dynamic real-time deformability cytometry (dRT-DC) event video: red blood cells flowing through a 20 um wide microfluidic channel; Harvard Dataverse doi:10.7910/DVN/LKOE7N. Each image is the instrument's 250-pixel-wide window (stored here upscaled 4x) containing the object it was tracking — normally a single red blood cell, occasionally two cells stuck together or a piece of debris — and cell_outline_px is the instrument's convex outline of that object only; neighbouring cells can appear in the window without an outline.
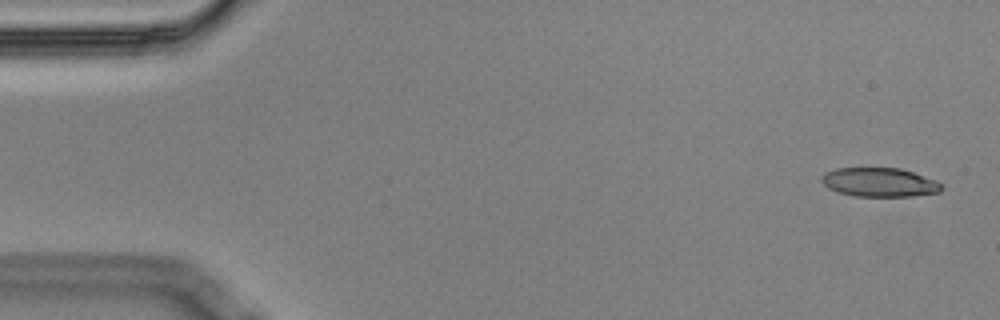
{"species": "Egyptian fruit bat (a non-hibernating species)", "species_latin": "Rousettus aegyptiacus", "temperature_condition": "cold", "stored_images_in_passage": 4, "camera_frame_rate_fps": 3000, "um_per_image_px": 0.085, "animal": {"sex": "male"}, "frame": {"image": 1, "passage_image": 1, "time_ms": 0.0, "image_size_px": [1000, 320], "cell_outline_px": [[944, 188], [940, 192], [912, 196], [856, 196], [836, 192], [828, 188], [820, 180], [820, 176], [824, 172], [836, 168], [900, 168], [936, 180], [944, 184]], "centroid_in_image_um": [74.75, 15.49], "position_along_channel_um": 10.3, "area_um2": 20.46}}
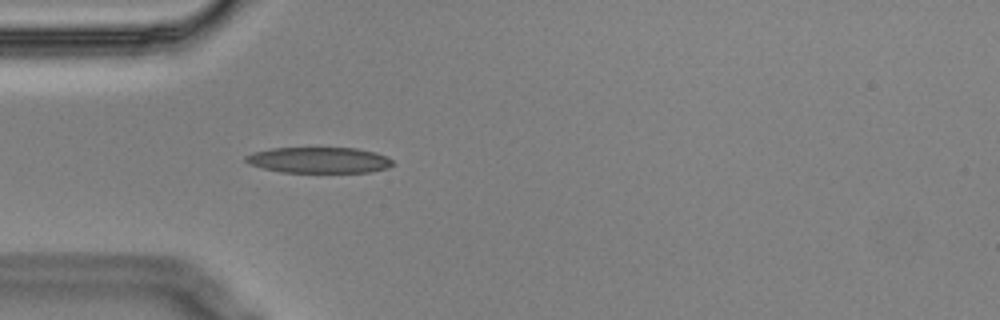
{"frame": {"image": 2, "passage_image": 4, "time_ms": 1.0, "image_size_px": [1000, 320], "cell_outline_px": [[396, 164], [388, 168], [368, 172], [280, 172], [248, 164], [244, 160], [244, 156], [252, 152], [272, 148], [356, 148], [376, 152], [392, 160]], "centroid_in_image_um": [27.1, 13.61], "position_along_channel_um": 57.9, "area_um2": 22.25}}